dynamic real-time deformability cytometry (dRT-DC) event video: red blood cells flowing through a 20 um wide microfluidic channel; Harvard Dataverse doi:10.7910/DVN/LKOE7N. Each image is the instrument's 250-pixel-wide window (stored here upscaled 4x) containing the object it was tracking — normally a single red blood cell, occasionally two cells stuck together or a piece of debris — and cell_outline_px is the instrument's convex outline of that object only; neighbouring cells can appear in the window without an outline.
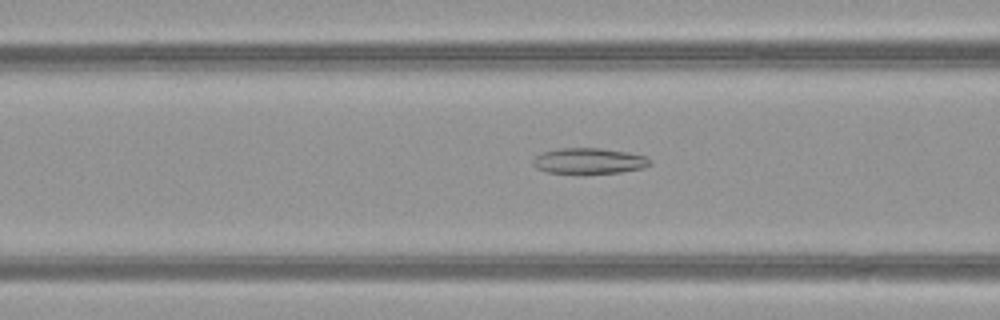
{"species": "common noctule bat (a hibernating species)", "species_latin": "Nyctalus noctula", "temperature_condition": "warm", "stored_images_in_passage": 39, "segment_of_instrument_passage": [1, 2], "camera_frame_rate_fps": 3000, "um_per_image_px": 0.085, "animal": {"sex": "female", "body_mass_g": 21.9}, "frame": {"image": 1, "passage_image": 7, "time_ms": 2.0, "image_size_px": [1000, 320], "cell_outline_px": [[652, 164], [644, 168], [620, 172], [548, 172], [536, 168], [532, 164], [532, 160], [540, 152], [556, 148], [600, 148], [628, 152], [644, 156], [652, 160]], "centroid_in_image_um": [50.06, 13.65], "position_along_channel_um": 116.5, "area_um2": 17.4}}
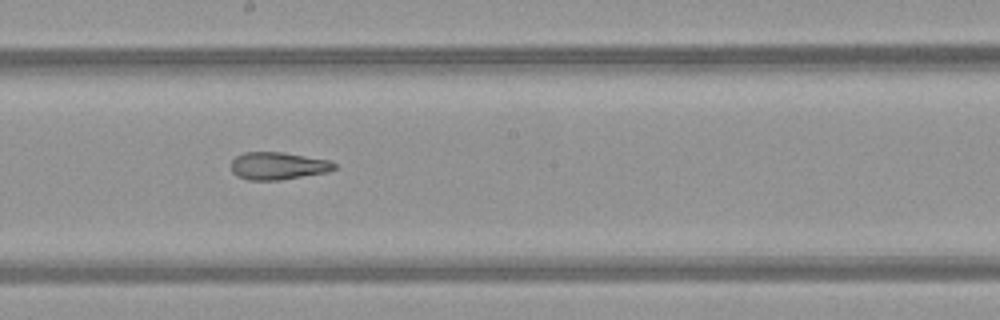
{"frame": {"image": 2, "passage_image": 15, "time_ms": 4.667, "image_size_px": [1000, 320], "cell_outline_px": [[336, 168], [328, 172], [280, 180], [248, 180], [236, 176], [232, 172], [232, 160], [236, 156], [244, 152], [284, 152], [332, 160], [336, 164]], "centroid_in_image_um": [23.66, 14.09], "position_along_channel_um": 224.5, "area_um2": 16.76}}
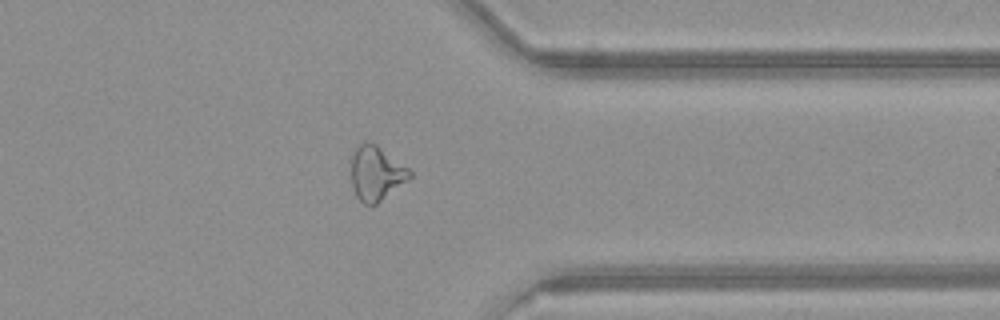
{"frame": {"image": 3, "passage_image": 27, "time_ms": 8.667, "image_size_px": [1000, 320], "cell_outline_px": [[412, 176], [408, 180], [376, 204], [364, 204], [356, 196], [352, 184], [352, 148], [364, 140], [376, 144], [408, 168], [412, 172]], "centroid_in_image_um": [31.95, 14.69], "position_along_channel_um": 379.4, "area_um2": 18.5}}